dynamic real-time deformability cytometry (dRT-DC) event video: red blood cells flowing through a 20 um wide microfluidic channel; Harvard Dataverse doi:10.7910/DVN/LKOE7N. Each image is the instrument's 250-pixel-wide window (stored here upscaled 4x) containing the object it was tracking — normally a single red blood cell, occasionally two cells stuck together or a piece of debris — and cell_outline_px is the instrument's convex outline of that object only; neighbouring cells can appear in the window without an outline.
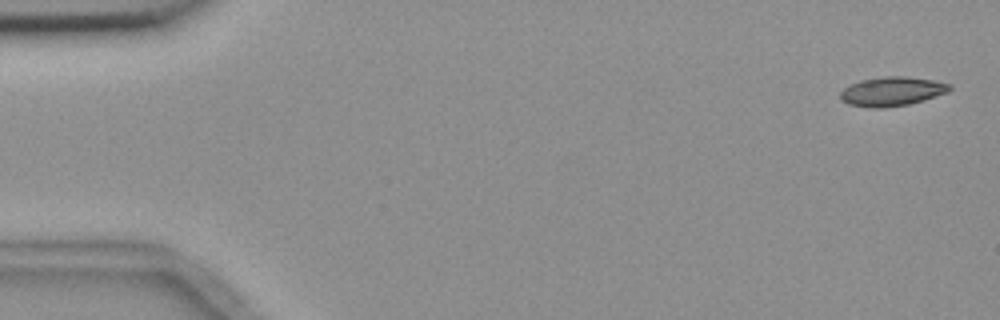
{"species": "common noctule bat (a hibernating species)", "species_latin": "Nyctalus noctula", "temperature_condition": "room temperature", "stored_images_in_passage": 5, "camera_frame_rate_fps": 3000, "um_per_image_px": 0.085, "animal": {"sex": "female", "body_mass_g": 18.4}, "frame": {"image": 1, "passage_image": 1, "time_ms": 0.0, "image_size_px": [1000, 320], "cell_outline_px": [[952, 88], [948, 92], [924, 100], [908, 104], [880, 108], [876, 108], [848, 104], [840, 100], [840, 92], [844, 88], [860, 80], [888, 76], [904, 76], [932, 80], [952, 84]], "centroid_in_image_um": [75.82, 7.77], "position_along_channel_um": 9.2, "area_um2": 18.44}}
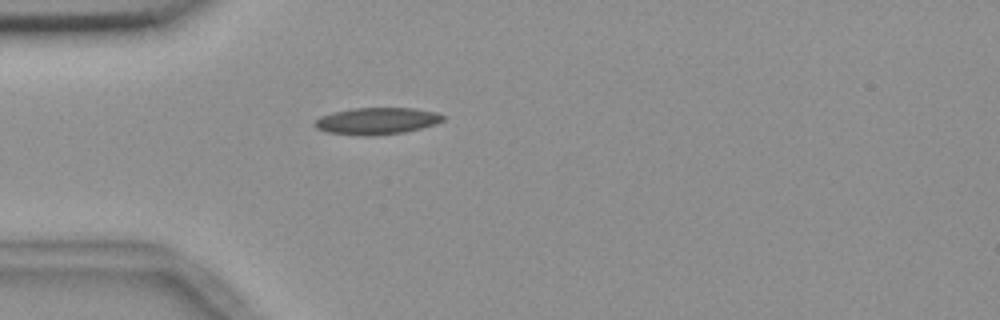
{"frame": {"image": 2, "passage_image": 5, "time_ms": 4.667, "image_size_px": [1000, 320], "cell_outline_px": [[444, 120], [436, 124], [404, 132], [376, 136], [360, 136], [328, 132], [316, 128], [312, 124], [320, 116], [332, 112], [356, 108], [412, 108], [436, 112], [444, 116]], "centroid_in_image_um": [32.01, 10.29], "position_along_channel_um": 53.0, "area_um2": 20.11}}